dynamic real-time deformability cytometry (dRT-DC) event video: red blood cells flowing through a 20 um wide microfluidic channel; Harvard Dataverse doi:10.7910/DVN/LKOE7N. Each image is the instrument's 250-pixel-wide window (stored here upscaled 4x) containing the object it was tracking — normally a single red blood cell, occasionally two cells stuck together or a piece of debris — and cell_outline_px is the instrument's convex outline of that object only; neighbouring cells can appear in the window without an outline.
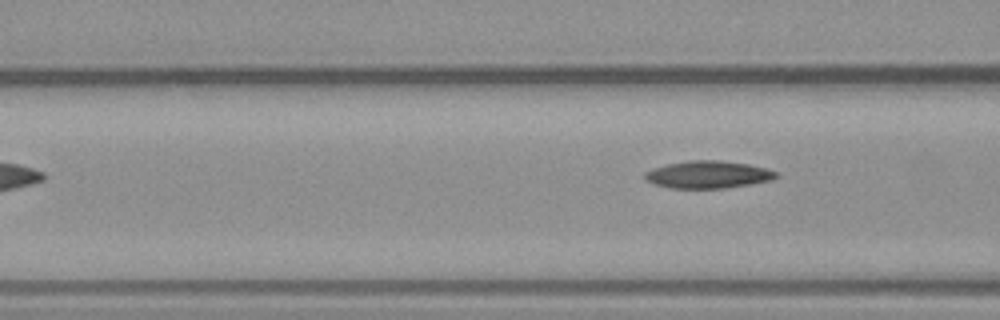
{"species": "common noctule bat (a hibernating species)", "species_latin": "Nyctalus noctula", "temperature_condition": "warm", "stored_images_in_passage": 4, "camera_frame_rate_fps": 3000, "um_per_image_px": 0.085, "animal": {"sex": "male", "body_mass_g": 23.1, "forearm_length_mm": 52.7}, "frame": {"image": 1, "passage_image": 4, "time_ms": 3.667, "image_size_px": [1000, 320], "cell_outline_px": [[780, 176], [772, 180], [752, 184], [724, 188], [672, 188], [656, 184], [644, 180], [644, 172], [652, 168], [668, 164], [688, 160], [720, 160], [748, 164], [764, 168], [776, 172]], "centroid_in_image_um": [60.18, 14.84], "position_along_channel_um": 106.4, "area_um2": 20.98}}